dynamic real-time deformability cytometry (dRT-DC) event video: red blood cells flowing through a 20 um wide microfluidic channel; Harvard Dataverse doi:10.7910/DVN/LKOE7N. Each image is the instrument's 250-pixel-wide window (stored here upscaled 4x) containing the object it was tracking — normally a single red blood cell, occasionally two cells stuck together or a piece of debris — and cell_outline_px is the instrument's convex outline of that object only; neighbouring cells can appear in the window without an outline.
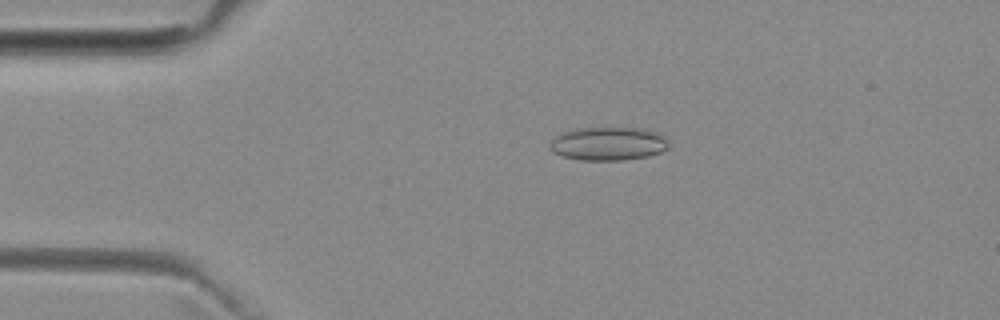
{"species": "common noctule bat (a hibernating species)", "species_latin": "Nyctalus noctula", "temperature_condition": "room temperature", "stored_images_in_passage": 5, "camera_frame_rate_fps": 3000, "um_per_image_px": 0.085, "animal": {"sex": "female", "body_mass_g": 29.2, "forearm_length_mm": 56.3}, "frame": {"image": 1, "passage_image": 4, "time_ms": 3.333, "image_size_px": [1000, 320], "cell_outline_px": [[668, 148], [660, 152], [648, 156], [620, 160], [580, 160], [564, 156], [552, 152], [552, 140], [556, 136], [564, 132], [576, 128], [640, 128], [656, 132], [664, 136], [668, 140]], "centroid_in_image_um": [51.73, 12.21], "position_along_channel_um": 33.3, "area_um2": 22.89}}